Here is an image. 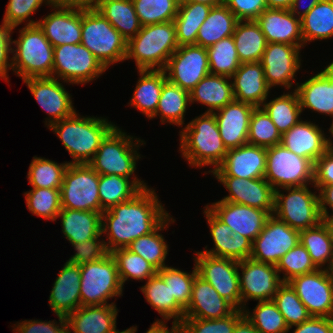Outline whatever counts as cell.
Wrapping results in <instances>:
<instances>
[{
	"mask_svg": "<svg viewBox=\"0 0 333 333\" xmlns=\"http://www.w3.org/2000/svg\"><path fill=\"white\" fill-rule=\"evenodd\" d=\"M168 216L155 190L148 187L132 199L103 211L101 232L108 235L105 241L108 252L126 248L139 237L153 232Z\"/></svg>",
	"mask_w": 333,
	"mask_h": 333,
	"instance_id": "obj_1",
	"label": "cell"
},
{
	"mask_svg": "<svg viewBox=\"0 0 333 333\" xmlns=\"http://www.w3.org/2000/svg\"><path fill=\"white\" fill-rule=\"evenodd\" d=\"M74 113L52 124L49 129L57 134L65 149L72 156L69 163H88L100 147L101 141L116 126L105 118L79 117Z\"/></svg>",
	"mask_w": 333,
	"mask_h": 333,
	"instance_id": "obj_2",
	"label": "cell"
},
{
	"mask_svg": "<svg viewBox=\"0 0 333 333\" xmlns=\"http://www.w3.org/2000/svg\"><path fill=\"white\" fill-rule=\"evenodd\" d=\"M180 133V151L190 166L214 165L215 170L228 150L221 139L214 113H203L186 124Z\"/></svg>",
	"mask_w": 333,
	"mask_h": 333,
	"instance_id": "obj_3",
	"label": "cell"
},
{
	"mask_svg": "<svg viewBox=\"0 0 333 333\" xmlns=\"http://www.w3.org/2000/svg\"><path fill=\"white\" fill-rule=\"evenodd\" d=\"M178 47L173 21L145 25L127 41L125 59L133 58L138 70H164Z\"/></svg>",
	"mask_w": 333,
	"mask_h": 333,
	"instance_id": "obj_4",
	"label": "cell"
},
{
	"mask_svg": "<svg viewBox=\"0 0 333 333\" xmlns=\"http://www.w3.org/2000/svg\"><path fill=\"white\" fill-rule=\"evenodd\" d=\"M83 44L108 69L126 60L127 40L92 5H81Z\"/></svg>",
	"mask_w": 333,
	"mask_h": 333,
	"instance_id": "obj_5",
	"label": "cell"
},
{
	"mask_svg": "<svg viewBox=\"0 0 333 333\" xmlns=\"http://www.w3.org/2000/svg\"><path fill=\"white\" fill-rule=\"evenodd\" d=\"M12 49L13 72L23 80L33 77H52L54 47L38 25H26L20 31Z\"/></svg>",
	"mask_w": 333,
	"mask_h": 333,
	"instance_id": "obj_6",
	"label": "cell"
},
{
	"mask_svg": "<svg viewBox=\"0 0 333 333\" xmlns=\"http://www.w3.org/2000/svg\"><path fill=\"white\" fill-rule=\"evenodd\" d=\"M127 136L115 126L101 141L93 158L87 163L99 175H117L131 178L136 169V161L141 158L137 153L143 140ZM140 142V143H139ZM136 147V149H135Z\"/></svg>",
	"mask_w": 333,
	"mask_h": 333,
	"instance_id": "obj_7",
	"label": "cell"
},
{
	"mask_svg": "<svg viewBox=\"0 0 333 333\" xmlns=\"http://www.w3.org/2000/svg\"><path fill=\"white\" fill-rule=\"evenodd\" d=\"M80 274L81 306L108 305V299L122 295L123 285L111 253L99 261L80 265Z\"/></svg>",
	"mask_w": 333,
	"mask_h": 333,
	"instance_id": "obj_8",
	"label": "cell"
},
{
	"mask_svg": "<svg viewBox=\"0 0 333 333\" xmlns=\"http://www.w3.org/2000/svg\"><path fill=\"white\" fill-rule=\"evenodd\" d=\"M288 194L275 190L273 215L288 224L292 229L302 231L314 227L323 221L319 195L311 192L307 185L285 187Z\"/></svg>",
	"mask_w": 333,
	"mask_h": 333,
	"instance_id": "obj_9",
	"label": "cell"
},
{
	"mask_svg": "<svg viewBox=\"0 0 333 333\" xmlns=\"http://www.w3.org/2000/svg\"><path fill=\"white\" fill-rule=\"evenodd\" d=\"M265 180L277 190L278 187H300L314 180V163L278 144L266 148Z\"/></svg>",
	"mask_w": 333,
	"mask_h": 333,
	"instance_id": "obj_10",
	"label": "cell"
},
{
	"mask_svg": "<svg viewBox=\"0 0 333 333\" xmlns=\"http://www.w3.org/2000/svg\"><path fill=\"white\" fill-rule=\"evenodd\" d=\"M98 185L99 174L88 164L69 163L60 189L62 208L101 212Z\"/></svg>",
	"mask_w": 333,
	"mask_h": 333,
	"instance_id": "obj_11",
	"label": "cell"
},
{
	"mask_svg": "<svg viewBox=\"0 0 333 333\" xmlns=\"http://www.w3.org/2000/svg\"><path fill=\"white\" fill-rule=\"evenodd\" d=\"M105 71L102 63L81 43L54 47L52 77H60L66 83L84 85Z\"/></svg>",
	"mask_w": 333,
	"mask_h": 333,
	"instance_id": "obj_12",
	"label": "cell"
},
{
	"mask_svg": "<svg viewBox=\"0 0 333 333\" xmlns=\"http://www.w3.org/2000/svg\"><path fill=\"white\" fill-rule=\"evenodd\" d=\"M197 275L210 283L236 310H242L238 261L196 252Z\"/></svg>",
	"mask_w": 333,
	"mask_h": 333,
	"instance_id": "obj_13",
	"label": "cell"
},
{
	"mask_svg": "<svg viewBox=\"0 0 333 333\" xmlns=\"http://www.w3.org/2000/svg\"><path fill=\"white\" fill-rule=\"evenodd\" d=\"M308 313L315 317L333 318V274L331 270L317 269L296 276L288 282Z\"/></svg>",
	"mask_w": 333,
	"mask_h": 333,
	"instance_id": "obj_14",
	"label": "cell"
},
{
	"mask_svg": "<svg viewBox=\"0 0 333 333\" xmlns=\"http://www.w3.org/2000/svg\"><path fill=\"white\" fill-rule=\"evenodd\" d=\"M164 71L169 82L190 92L210 73L207 49L196 44L179 46Z\"/></svg>",
	"mask_w": 333,
	"mask_h": 333,
	"instance_id": "obj_15",
	"label": "cell"
},
{
	"mask_svg": "<svg viewBox=\"0 0 333 333\" xmlns=\"http://www.w3.org/2000/svg\"><path fill=\"white\" fill-rule=\"evenodd\" d=\"M242 310L250 299L270 301L283 283L275 265L247 258L238 261Z\"/></svg>",
	"mask_w": 333,
	"mask_h": 333,
	"instance_id": "obj_16",
	"label": "cell"
},
{
	"mask_svg": "<svg viewBox=\"0 0 333 333\" xmlns=\"http://www.w3.org/2000/svg\"><path fill=\"white\" fill-rule=\"evenodd\" d=\"M298 243L299 231L271 215L262 232L252 242L250 258L276 266Z\"/></svg>",
	"mask_w": 333,
	"mask_h": 333,
	"instance_id": "obj_17",
	"label": "cell"
},
{
	"mask_svg": "<svg viewBox=\"0 0 333 333\" xmlns=\"http://www.w3.org/2000/svg\"><path fill=\"white\" fill-rule=\"evenodd\" d=\"M54 11L42 20H27V25H38L53 47L64 44H80L81 5L53 4Z\"/></svg>",
	"mask_w": 333,
	"mask_h": 333,
	"instance_id": "obj_18",
	"label": "cell"
},
{
	"mask_svg": "<svg viewBox=\"0 0 333 333\" xmlns=\"http://www.w3.org/2000/svg\"><path fill=\"white\" fill-rule=\"evenodd\" d=\"M300 48L286 43H267L260 63L267 85L293 87L294 76L301 66Z\"/></svg>",
	"mask_w": 333,
	"mask_h": 333,
	"instance_id": "obj_19",
	"label": "cell"
},
{
	"mask_svg": "<svg viewBox=\"0 0 333 333\" xmlns=\"http://www.w3.org/2000/svg\"><path fill=\"white\" fill-rule=\"evenodd\" d=\"M40 107L50 116L48 123L52 124L73 115L74 109L70 94L55 77H33L23 80Z\"/></svg>",
	"mask_w": 333,
	"mask_h": 333,
	"instance_id": "obj_20",
	"label": "cell"
},
{
	"mask_svg": "<svg viewBox=\"0 0 333 333\" xmlns=\"http://www.w3.org/2000/svg\"><path fill=\"white\" fill-rule=\"evenodd\" d=\"M206 207L233 233H240L251 242L262 232L271 216L268 211L259 208L221 200Z\"/></svg>",
	"mask_w": 333,
	"mask_h": 333,
	"instance_id": "obj_21",
	"label": "cell"
},
{
	"mask_svg": "<svg viewBox=\"0 0 333 333\" xmlns=\"http://www.w3.org/2000/svg\"><path fill=\"white\" fill-rule=\"evenodd\" d=\"M215 178L229 192V195L221 201L259 208L273 215L275 190L264 177L245 179L233 176H215Z\"/></svg>",
	"mask_w": 333,
	"mask_h": 333,
	"instance_id": "obj_22",
	"label": "cell"
},
{
	"mask_svg": "<svg viewBox=\"0 0 333 333\" xmlns=\"http://www.w3.org/2000/svg\"><path fill=\"white\" fill-rule=\"evenodd\" d=\"M266 171V148L245 144L229 149L223 162L212 172L214 176H233L245 179L264 177Z\"/></svg>",
	"mask_w": 333,
	"mask_h": 333,
	"instance_id": "obj_23",
	"label": "cell"
},
{
	"mask_svg": "<svg viewBox=\"0 0 333 333\" xmlns=\"http://www.w3.org/2000/svg\"><path fill=\"white\" fill-rule=\"evenodd\" d=\"M254 106L234 100L214 112L221 139L227 150L248 143V131Z\"/></svg>",
	"mask_w": 333,
	"mask_h": 333,
	"instance_id": "obj_24",
	"label": "cell"
},
{
	"mask_svg": "<svg viewBox=\"0 0 333 333\" xmlns=\"http://www.w3.org/2000/svg\"><path fill=\"white\" fill-rule=\"evenodd\" d=\"M264 34L267 43H286L298 48L304 47L301 34V19L289 9L264 10L255 20Z\"/></svg>",
	"mask_w": 333,
	"mask_h": 333,
	"instance_id": "obj_25",
	"label": "cell"
},
{
	"mask_svg": "<svg viewBox=\"0 0 333 333\" xmlns=\"http://www.w3.org/2000/svg\"><path fill=\"white\" fill-rule=\"evenodd\" d=\"M205 208L204 214L208 222L207 224H209L210 234L215 247L211 250L200 252L236 261L250 258L252 242L240 233H233L229 226L220 221L207 207Z\"/></svg>",
	"mask_w": 333,
	"mask_h": 333,
	"instance_id": "obj_26",
	"label": "cell"
},
{
	"mask_svg": "<svg viewBox=\"0 0 333 333\" xmlns=\"http://www.w3.org/2000/svg\"><path fill=\"white\" fill-rule=\"evenodd\" d=\"M235 310L210 283L198 275L195 276L190 303L185 309L184 318L221 319L229 316Z\"/></svg>",
	"mask_w": 333,
	"mask_h": 333,
	"instance_id": "obj_27",
	"label": "cell"
},
{
	"mask_svg": "<svg viewBox=\"0 0 333 333\" xmlns=\"http://www.w3.org/2000/svg\"><path fill=\"white\" fill-rule=\"evenodd\" d=\"M281 145L313 163L329 149L324 131L315 123L303 120L282 135Z\"/></svg>",
	"mask_w": 333,
	"mask_h": 333,
	"instance_id": "obj_28",
	"label": "cell"
},
{
	"mask_svg": "<svg viewBox=\"0 0 333 333\" xmlns=\"http://www.w3.org/2000/svg\"><path fill=\"white\" fill-rule=\"evenodd\" d=\"M49 296V306L57 315L67 316L81 307L80 265L66 262L57 275Z\"/></svg>",
	"mask_w": 333,
	"mask_h": 333,
	"instance_id": "obj_29",
	"label": "cell"
},
{
	"mask_svg": "<svg viewBox=\"0 0 333 333\" xmlns=\"http://www.w3.org/2000/svg\"><path fill=\"white\" fill-rule=\"evenodd\" d=\"M236 101L261 107L271 89L265 80L264 69L260 62L241 63L231 77Z\"/></svg>",
	"mask_w": 333,
	"mask_h": 333,
	"instance_id": "obj_30",
	"label": "cell"
},
{
	"mask_svg": "<svg viewBox=\"0 0 333 333\" xmlns=\"http://www.w3.org/2000/svg\"><path fill=\"white\" fill-rule=\"evenodd\" d=\"M115 303L99 306H81L66 316L67 333H113L116 330ZM71 329V330H70Z\"/></svg>",
	"mask_w": 333,
	"mask_h": 333,
	"instance_id": "obj_31",
	"label": "cell"
},
{
	"mask_svg": "<svg viewBox=\"0 0 333 333\" xmlns=\"http://www.w3.org/2000/svg\"><path fill=\"white\" fill-rule=\"evenodd\" d=\"M301 111L306 108L333 116V72L324 68L304 83L296 84Z\"/></svg>",
	"mask_w": 333,
	"mask_h": 333,
	"instance_id": "obj_32",
	"label": "cell"
},
{
	"mask_svg": "<svg viewBox=\"0 0 333 333\" xmlns=\"http://www.w3.org/2000/svg\"><path fill=\"white\" fill-rule=\"evenodd\" d=\"M231 78L208 74L189 92L191 104L194 102L208 106L206 113H214L235 100Z\"/></svg>",
	"mask_w": 333,
	"mask_h": 333,
	"instance_id": "obj_33",
	"label": "cell"
},
{
	"mask_svg": "<svg viewBox=\"0 0 333 333\" xmlns=\"http://www.w3.org/2000/svg\"><path fill=\"white\" fill-rule=\"evenodd\" d=\"M92 6L128 41L142 28L132 0H94Z\"/></svg>",
	"mask_w": 333,
	"mask_h": 333,
	"instance_id": "obj_34",
	"label": "cell"
},
{
	"mask_svg": "<svg viewBox=\"0 0 333 333\" xmlns=\"http://www.w3.org/2000/svg\"><path fill=\"white\" fill-rule=\"evenodd\" d=\"M101 212L79 211L62 208L57 218L61 217L62 232L71 243H80L100 235Z\"/></svg>",
	"mask_w": 333,
	"mask_h": 333,
	"instance_id": "obj_35",
	"label": "cell"
},
{
	"mask_svg": "<svg viewBox=\"0 0 333 333\" xmlns=\"http://www.w3.org/2000/svg\"><path fill=\"white\" fill-rule=\"evenodd\" d=\"M140 78L136 84L130 106L137 108L147 118L155 115L163 84L167 81L164 70H139Z\"/></svg>",
	"mask_w": 333,
	"mask_h": 333,
	"instance_id": "obj_36",
	"label": "cell"
},
{
	"mask_svg": "<svg viewBox=\"0 0 333 333\" xmlns=\"http://www.w3.org/2000/svg\"><path fill=\"white\" fill-rule=\"evenodd\" d=\"M146 301L162 316L164 321L174 318L173 322L179 324L185 316V309L171 296L169 285L158 275L150 277L141 287Z\"/></svg>",
	"mask_w": 333,
	"mask_h": 333,
	"instance_id": "obj_37",
	"label": "cell"
},
{
	"mask_svg": "<svg viewBox=\"0 0 333 333\" xmlns=\"http://www.w3.org/2000/svg\"><path fill=\"white\" fill-rule=\"evenodd\" d=\"M148 187L144 181L134 176L133 180L117 175H99V198L101 213L119 203L132 199L142 189Z\"/></svg>",
	"mask_w": 333,
	"mask_h": 333,
	"instance_id": "obj_38",
	"label": "cell"
},
{
	"mask_svg": "<svg viewBox=\"0 0 333 333\" xmlns=\"http://www.w3.org/2000/svg\"><path fill=\"white\" fill-rule=\"evenodd\" d=\"M238 21L225 4L212 7L199 28L196 45L207 48L232 36Z\"/></svg>",
	"mask_w": 333,
	"mask_h": 333,
	"instance_id": "obj_39",
	"label": "cell"
},
{
	"mask_svg": "<svg viewBox=\"0 0 333 333\" xmlns=\"http://www.w3.org/2000/svg\"><path fill=\"white\" fill-rule=\"evenodd\" d=\"M212 6L193 1L179 3L178 13L173 22L179 46L196 44L200 26L206 20Z\"/></svg>",
	"mask_w": 333,
	"mask_h": 333,
	"instance_id": "obj_40",
	"label": "cell"
},
{
	"mask_svg": "<svg viewBox=\"0 0 333 333\" xmlns=\"http://www.w3.org/2000/svg\"><path fill=\"white\" fill-rule=\"evenodd\" d=\"M232 37L241 63L260 62L267 41L255 20L238 21Z\"/></svg>",
	"mask_w": 333,
	"mask_h": 333,
	"instance_id": "obj_41",
	"label": "cell"
},
{
	"mask_svg": "<svg viewBox=\"0 0 333 333\" xmlns=\"http://www.w3.org/2000/svg\"><path fill=\"white\" fill-rule=\"evenodd\" d=\"M299 242L306 248L318 269H322L328 262L325 269H332L333 241L329 227L324 220L314 227L299 231Z\"/></svg>",
	"mask_w": 333,
	"mask_h": 333,
	"instance_id": "obj_42",
	"label": "cell"
},
{
	"mask_svg": "<svg viewBox=\"0 0 333 333\" xmlns=\"http://www.w3.org/2000/svg\"><path fill=\"white\" fill-rule=\"evenodd\" d=\"M301 34L304 45L333 38V0H320L301 18Z\"/></svg>",
	"mask_w": 333,
	"mask_h": 333,
	"instance_id": "obj_43",
	"label": "cell"
},
{
	"mask_svg": "<svg viewBox=\"0 0 333 333\" xmlns=\"http://www.w3.org/2000/svg\"><path fill=\"white\" fill-rule=\"evenodd\" d=\"M188 103L191 104L189 92L167 80L152 118L160 115L163 124L167 122L182 127Z\"/></svg>",
	"mask_w": 333,
	"mask_h": 333,
	"instance_id": "obj_44",
	"label": "cell"
},
{
	"mask_svg": "<svg viewBox=\"0 0 333 333\" xmlns=\"http://www.w3.org/2000/svg\"><path fill=\"white\" fill-rule=\"evenodd\" d=\"M174 221L169 215L153 232L139 237L126 248L142 256L157 270H161L167 266L164 262L168 254V245L163 238L164 236L159 234V231L164 230L167 226L169 227V223Z\"/></svg>",
	"mask_w": 333,
	"mask_h": 333,
	"instance_id": "obj_45",
	"label": "cell"
},
{
	"mask_svg": "<svg viewBox=\"0 0 333 333\" xmlns=\"http://www.w3.org/2000/svg\"><path fill=\"white\" fill-rule=\"evenodd\" d=\"M291 93H284L269 102L265 100L261 106L269 115L281 135L301 120L299 116L302 111L297 92L294 90Z\"/></svg>",
	"mask_w": 333,
	"mask_h": 333,
	"instance_id": "obj_46",
	"label": "cell"
},
{
	"mask_svg": "<svg viewBox=\"0 0 333 333\" xmlns=\"http://www.w3.org/2000/svg\"><path fill=\"white\" fill-rule=\"evenodd\" d=\"M210 74L231 78L241 65L232 36L207 47Z\"/></svg>",
	"mask_w": 333,
	"mask_h": 333,
	"instance_id": "obj_47",
	"label": "cell"
},
{
	"mask_svg": "<svg viewBox=\"0 0 333 333\" xmlns=\"http://www.w3.org/2000/svg\"><path fill=\"white\" fill-rule=\"evenodd\" d=\"M69 162L58 164L42 157H33L29 166L28 181L32 188L61 189Z\"/></svg>",
	"mask_w": 333,
	"mask_h": 333,
	"instance_id": "obj_48",
	"label": "cell"
},
{
	"mask_svg": "<svg viewBox=\"0 0 333 333\" xmlns=\"http://www.w3.org/2000/svg\"><path fill=\"white\" fill-rule=\"evenodd\" d=\"M115 258L118 274L122 285L128 278L135 280H148L157 274L158 270L139 254L133 253L127 248L116 249L111 252Z\"/></svg>",
	"mask_w": 333,
	"mask_h": 333,
	"instance_id": "obj_49",
	"label": "cell"
},
{
	"mask_svg": "<svg viewBox=\"0 0 333 333\" xmlns=\"http://www.w3.org/2000/svg\"><path fill=\"white\" fill-rule=\"evenodd\" d=\"M245 317L260 333H288L289 327L273 300L258 301L253 313L244 308Z\"/></svg>",
	"mask_w": 333,
	"mask_h": 333,
	"instance_id": "obj_50",
	"label": "cell"
},
{
	"mask_svg": "<svg viewBox=\"0 0 333 333\" xmlns=\"http://www.w3.org/2000/svg\"><path fill=\"white\" fill-rule=\"evenodd\" d=\"M282 135L262 107L254 108L249 122L248 144L269 148L281 144Z\"/></svg>",
	"mask_w": 333,
	"mask_h": 333,
	"instance_id": "obj_51",
	"label": "cell"
},
{
	"mask_svg": "<svg viewBox=\"0 0 333 333\" xmlns=\"http://www.w3.org/2000/svg\"><path fill=\"white\" fill-rule=\"evenodd\" d=\"M272 300L283 315L289 330L293 326L300 325L311 317L306 306L302 303L288 282H283L279 286Z\"/></svg>",
	"mask_w": 333,
	"mask_h": 333,
	"instance_id": "obj_52",
	"label": "cell"
},
{
	"mask_svg": "<svg viewBox=\"0 0 333 333\" xmlns=\"http://www.w3.org/2000/svg\"><path fill=\"white\" fill-rule=\"evenodd\" d=\"M24 195L28 210L33 215L56 221L62 209L60 189L32 188Z\"/></svg>",
	"mask_w": 333,
	"mask_h": 333,
	"instance_id": "obj_53",
	"label": "cell"
},
{
	"mask_svg": "<svg viewBox=\"0 0 333 333\" xmlns=\"http://www.w3.org/2000/svg\"><path fill=\"white\" fill-rule=\"evenodd\" d=\"M142 26L173 21L178 13V0H132Z\"/></svg>",
	"mask_w": 333,
	"mask_h": 333,
	"instance_id": "obj_54",
	"label": "cell"
},
{
	"mask_svg": "<svg viewBox=\"0 0 333 333\" xmlns=\"http://www.w3.org/2000/svg\"><path fill=\"white\" fill-rule=\"evenodd\" d=\"M157 274L169 285L171 296L186 309L190 303L192 286L197 270L194 264L192 273H187L178 268L165 266L158 270Z\"/></svg>",
	"mask_w": 333,
	"mask_h": 333,
	"instance_id": "obj_55",
	"label": "cell"
},
{
	"mask_svg": "<svg viewBox=\"0 0 333 333\" xmlns=\"http://www.w3.org/2000/svg\"><path fill=\"white\" fill-rule=\"evenodd\" d=\"M276 268L279 274L283 272L282 282H289L296 276L318 269L314 265L310 254L300 242L279 260Z\"/></svg>",
	"mask_w": 333,
	"mask_h": 333,
	"instance_id": "obj_56",
	"label": "cell"
},
{
	"mask_svg": "<svg viewBox=\"0 0 333 333\" xmlns=\"http://www.w3.org/2000/svg\"><path fill=\"white\" fill-rule=\"evenodd\" d=\"M244 315L243 310H235L221 319L183 318L180 333H233L236 322Z\"/></svg>",
	"mask_w": 333,
	"mask_h": 333,
	"instance_id": "obj_57",
	"label": "cell"
},
{
	"mask_svg": "<svg viewBox=\"0 0 333 333\" xmlns=\"http://www.w3.org/2000/svg\"><path fill=\"white\" fill-rule=\"evenodd\" d=\"M44 2L49 6L53 5L51 0H9L3 23L8 28L15 29L23 21H26L27 18L29 19Z\"/></svg>",
	"mask_w": 333,
	"mask_h": 333,
	"instance_id": "obj_58",
	"label": "cell"
},
{
	"mask_svg": "<svg viewBox=\"0 0 333 333\" xmlns=\"http://www.w3.org/2000/svg\"><path fill=\"white\" fill-rule=\"evenodd\" d=\"M100 236H102V233L95 238L72 244L77 252L67 261L82 265L88 262L99 261L107 256L109 252L106 248L105 241H100Z\"/></svg>",
	"mask_w": 333,
	"mask_h": 333,
	"instance_id": "obj_59",
	"label": "cell"
},
{
	"mask_svg": "<svg viewBox=\"0 0 333 333\" xmlns=\"http://www.w3.org/2000/svg\"><path fill=\"white\" fill-rule=\"evenodd\" d=\"M228 9L239 21L256 20L266 10V0H225Z\"/></svg>",
	"mask_w": 333,
	"mask_h": 333,
	"instance_id": "obj_60",
	"label": "cell"
},
{
	"mask_svg": "<svg viewBox=\"0 0 333 333\" xmlns=\"http://www.w3.org/2000/svg\"><path fill=\"white\" fill-rule=\"evenodd\" d=\"M328 138L329 149L314 163V188L319 191L323 186L333 184V144Z\"/></svg>",
	"mask_w": 333,
	"mask_h": 333,
	"instance_id": "obj_61",
	"label": "cell"
},
{
	"mask_svg": "<svg viewBox=\"0 0 333 333\" xmlns=\"http://www.w3.org/2000/svg\"><path fill=\"white\" fill-rule=\"evenodd\" d=\"M59 323L42 320H24L15 324L13 331L15 333H67V321L65 316L57 314ZM60 325V326H59Z\"/></svg>",
	"mask_w": 333,
	"mask_h": 333,
	"instance_id": "obj_62",
	"label": "cell"
},
{
	"mask_svg": "<svg viewBox=\"0 0 333 333\" xmlns=\"http://www.w3.org/2000/svg\"><path fill=\"white\" fill-rule=\"evenodd\" d=\"M11 33L12 29L2 22V25H0V78L5 81H8V69H12V58L9 57L12 53Z\"/></svg>",
	"mask_w": 333,
	"mask_h": 333,
	"instance_id": "obj_63",
	"label": "cell"
},
{
	"mask_svg": "<svg viewBox=\"0 0 333 333\" xmlns=\"http://www.w3.org/2000/svg\"><path fill=\"white\" fill-rule=\"evenodd\" d=\"M295 327L293 333H333V318L311 316Z\"/></svg>",
	"mask_w": 333,
	"mask_h": 333,
	"instance_id": "obj_64",
	"label": "cell"
},
{
	"mask_svg": "<svg viewBox=\"0 0 333 333\" xmlns=\"http://www.w3.org/2000/svg\"><path fill=\"white\" fill-rule=\"evenodd\" d=\"M318 192L319 194V204L320 212L322 218L329 216V212L326 206H329L333 212V184L328 186H323Z\"/></svg>",
	"mask_w": 333,
	"mask_h": 333,
	"instance_id": "obj_65",
	"label": "cell"
},
{
	"mask_svg": "<svg viewBox=\"0 0 333 333\" xmlns=\"http://www.w3.org/2000/svg\"><path fill=\"white\" fill-rule=\"evenodd\" d=\"M146 333H180V324L172 322L170 330L164 321H155Z\"/></svg>",
	"mask_w": 333,
	"mask_h": 333,
	"instance_id": "obj_66",
	"label": "cell"
},
{
	"mask_svg": "<svg viewBox=\"0 0 333 333\" xmlns=\"http://www.w3.org/2000/svg\"><path fill=\"white\" fill-rule=\"evenodd\" d=\"M233 333H260L254 325L243 315L235 325Z\"/></svg>",
	"mask_w": 333,
	"mask_h": 333,
	"instance_id": "obj_67",
	"label": "cell"
},
{
	"mask_svg": "<svg viewBox=\"0 0 333 333\" xmlns=\"http://www.w3.org/2000/svg\"><path fill=\"white\" fill-rule=\"evenodd\" d=\"M304 1L303 0L302 1L301 0H294L293 4L291 5V7L289 9L294 16H296L300 19L303 16H305L320 0H310V3L305 7V9L302 12H300V11H298L300 9V6H301L300 2H304Z\"/></svg>",
	"mask_w": 333,
	"mask_h": 333,
	"instance_id": "obj_68",
	"label": "cell"
},
{
	"mask_svg": "<svg viewBox=\"0 0 333 333\" xmlns=\"http://www.w3.org/2000/svg\"><path fill=\"white\" fill-rule=\"evenodd\" d=\"M267 7L271 9H290L294 0H266Z\"/></svg>",
	"mask_w": 333,
	"mask_h": 333,
	"instance_id": "obj_69",
	"label": "cell"
},
{
	"mask_svg": "<svg viewBox=\"0 0 333 333\" xmlns=\"http://www.w3.org/2000/svg\"><path fill=\"white\" fill-rule=\"evenodd\" d=\"M53 4L92 5L94 0H51Z\"/></svg>",
	"mask_w": 333,
	"mask_h": 333,
	"instance_id": "obj_70",
	"label": "cell"
},
{
	"mask_svg": "<svg viewBox=\"0 0 333 333\" xmlns=\"http://www.w3.org/2000/svg\"><path fill=\"white\" fill-rule=\"evenodd\" d=\"M182 1H193V2H196V3H204V4H208L212 7L220 6V5H223L225 3V0H182Z\"/></svg>",
	"mask_w": 333,
	"mask_h": 333,
	"instance_id": "obj_71",
	"label": "cell"
},
{
	"mask_svg": "<svg viewBox=\"0 0 333 333\" xmlns=\"http://www.w3.org/2000/svg\"><path fill=\"white\" fill-rule=\"evenodd\" d=\"M323 220L325 221V223L329 227V230H330V233H331V236H332V241H333V214H332V216L329 215V216L323 218Z\"/></svg>",
	"mask_w": 333,
	"mask_h": 333,
	"instance_id": "obj_72",
	"label": "cell"
},
{
	"mask_svg": "<svg viewBox=\"0 0 333 333\" xmlns=\"http://www.w3.org/2000/svg\"><path fill=\"white\" fill-rule=\"evenodd\" d=\"M137 331V326H133L131 328H127L126 330L123 331H119V330H115L113 333H135Z\"/></svg>",
	"mask_w": 333,
	"mask_h": 333,
	"instance_id": "obj_73",
	"label": "cell"
},
{
	"mask_svg": "<svg viewBox=\"0 0 333 333\" xmlns=\"http://www.w3.org/2000/svg\"><path fill=\"white\" fill-rule=\"evenodd\" d=\"M333 117V116H332ZM329 132L331 133L332 137H333V121H332V124H331V127L329 128Z\"/></svg>",
	"mask_w": 333,
	"mask_h": 333,
	"instance_id": "obj_74",
	"label": "cell"
},
{
	"mask_svg": "<svg viewBox=\"0 0 333 333\" xmlns=\"http://www.w3.org/2000/svg\"><path fill=\"white\" fill-rule=\"evenodd\" d=\"M327 67L333 72V61Z\"/></svg>",
	"mask_w": 333,
	"mask_h": 333,
	"instance_id": "obj_75",
	"label": "cell"
}]
</instances>
